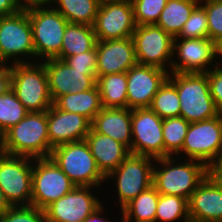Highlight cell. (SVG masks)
<instances>
[{"label":"cell","instance_id":"ba28073f","mask_svg":"<svg viewBox=\"0 0 222 222\" xmlns=\"http://www.w3.org/2000/svg\"><path fill=\"white\" fill-rule=\"evenodd\" d=\"M33 161L31 206L44 210L76 187L51 157Z\"/></svg>","mask_w":222,"mask_h":222},{"label":"cell","instance_id":"9c48e42d","mask_svg":"<svg viewBox=\"0 0 222 222\" xmlns=\"http://www.w3.org/2000/svg\"><path fill=\"white\" fill-rule=\"evenodd\" d=\"M154 158L129 154L105 179L113 177L117 182V193L121 210L140 193L152 186ZM117 177V178H116Z\"/></svg>","mask_w":222,"mask_h":222},{"label":"cell","instance_id":"4316f807","mask_svg":"<svg viewBox=\"0 0 222 222\" xmlns=\"http://www.w3.org/2000/svg\"><path fill=\"white\" fill-rule=\"evenodd\" d=\"M199 2L200 0H167L156 25L173 38L176 37Z\"/></svg>","mask_w":222,"mask_h":222},{"label":"cell","instance_id":"44dd1931","mask_svg":"<svg viewBox=\"0 0 222 222\" xmlns=\"http://www.w3.org/2000/svg\"><path fill=\"white\" fill-rule=\"evenodd\" d=\"M188 214L194 222H222V191L208 176L191 194Z\"/></svg>","mask_w":222,"mask_h":222},{"label":"cell","instance_id":"d6a6232c","mask_svg":"<svg viewBox=\"0 0 222 222\" xmlns=\"http://www.w3.org/2000/svg\"><path fill=\"white\" fill-rule=\"evenodd\" d=\"M28 113L12 89L2 94L0 96V137Z\"/></svg>","mask_w":222,"mask_h":222},{"label":"cell","instance_id":"74e56055","mask_svg":"<svg viewBox=\"0 0 222 222\" xmlns=\"http://www.w3.org/2000/svg\"><path fill=\"white\" fill-rule=\"evenodd\" d=\"M71 68L79 71H96L97 68V50L96 46L87 52H82L75 56L66 57L63 60Z\"/></svg>","mask_w":222,"mask_h":222},{"label":"cell","instance_id":"8fae6325","mask_svg":"<svg viewBox=\"0 0 222 222\" xmlns=\"http://www.w3.org/2000/svg\"><path fill=\"white\" fill-rule=\"evenodd\" d=\"M222 151V115L190 123L182 150L187 159L197 160L207 167L212 165Z\"/></svg>","mask_w":222,"mask_h":222},{"label":"cell","instance_id":"f35d334b","mask_svg":"<svg viewBox=\"0 0 222 222\" xmlns=\"http://www.w3.org/2000/svg\"><path fill=\"white\" fill-rule=\"evenodd\" d=\"M218 63L219 62H215L217 66L207 72V78L209 81L210 94L218 112L222 114V67L220 68Z\"/></svg>","mask_w":222,"mask_h":222},{"label":"cell","instance_id":"8d00e7d4","mask_svg":"<svg viewBox=\"0 0 222 222\" xmlns=\"http://www.w3.org/2000/svg\"><path fill=\"white\" fill-rule=\"evenodd\" d=\"M208 18L209 39L214 41L222 36V3L216 0H200ZM205 2V3H203Z\"/></svg>","mask_w":222,"mask_h":222},{"label":"cell","instance_id":"e0dca14e","mask_svg":"<svg viewBox=\"0 0 222 222\" xmlns=\"http://www.w3.org/2000/svg\"><path fill=\"white\" fill-rule=\"evenodd\" d=\"M176 54L179 62L172 61L169 73H207L208 65L216 67L212 63L216 61L214 42L209 38H174L173 56Z\"/></svg>","mask_w":222,"mask_h":222},{"label":"cell","instance_id":"52a82bcc","mask_svg":"<svg viewBox=\"0 0 222 222\" xmlns=\"http://www.w3.org/2000/svg\"><path fill=\"white\" fill-rule=\"evenodd\" d=\"M35 50V59L55 58L61 51L68 21L53 6L27 10Z\"/></svg>","mask_w":222,"mask_h":222},{"label":"cell","instance_id":"5bb4252c","mask_svg":"<svg viewBox=\"0 0 222 222\" xmlns=\"http://www.w3.org/2000/svg\"><path fill=\"white\" fill-rule=\"evenodd\" d=\"M93 28L99 41L132 37L136 23L131 0L100 2Z\"/></svg>","mask_w":222,"mask_h":222},{"label":"cell","instance_id":"bcb514c9","mask_svg":"<svg viewBox=\"0 0 222 222\" xmlns=\"http://www.w3.org/2000/svg\"><path fill=\"white\" fill-rule=\"evenodd\" d=\"M213 42H214V56H215V58H217L216 55H219V57L221 55V57H222V36L215 39Z\"/></svg>","mask_w":222,"mask_h":222},{"label":"cell","instance_id":"6da1fadb","mask_svg":"<svg viewBox=\"0 0 222 222\" xmlns=\"http://www.w3.org/2000/svg\"><path fill=\"white\" fill-rule=\"evenodd\" d=\"M0 152L33 159L50 157L47 111L29 112L0 137Z\"/></svg>","mask_w":222,"mask_h":222},{"label":"cell","instance_id":"7402d4cb","mask_svg":"<svg viewBox=\"0 0 222 222\" xmlns=\"http://www.w3.org/2000/svg\"><path fill=\"white\" fill-rule=\"evenodd\" d=\"M91 128L124 144L131 153L132 124L131 109L102 108L91 122Z\"/></svg>","mask_w":222,"mask_h":222},{"label":"cell","instance_id":"f1b7e54d","mask_svg":"<svg viewBox=\"0 0 222 222\" xmlns=\"http://www.w3.org/2000/svg\"><path fill=\"white\" fill-rule=\"evenodd\" d=\"M99 5V0H57L54 9L70 23L93 27Z\"/></svg>","mask_w":222,"mask_h":222},{"label":"cell","instance_id":"2e32d148","mask_svg":"<svg viewBox=\"0 0 222 222\" xmlns=\"http://www.w3.org/2000/svg\"><path fill=\"white\" fill-rule=\"evenodd\" d=\"M93 188L76 186L71 192L48 205L44 209L46 222H83L102 205L90 191Z\"/></svg>","mask_w":222,"mask_h":222},{"label":"cell","instance_id":"f546056e","mask_svg":"<svg viewBox=\"0 0 222 222\" xmlns=\"http://www.w3.org/2000/svg\"><path fill=\"white\" fill-rule=\"evenodd\" d=\"M162 119L180 117V100L175 85L167 78L149 107Z\"/></svg>","mask_w":222,"mask_h":222},{"label":"cell","instance_id":"30bf717a","mask_svg":"<svg viewBox=\"0 0 222 222\" xmlns=\"http://www.w3.org/2000/svg\"><path fill=\"white\" fill-rule=\"evenodd\" d=\"M32 160L0 152V188L12 207L31 206Z\"/></svg>","mask_w":222,"mask_h":222},{"label":"cell","instance_id":"1f68e13d","mask_svg":"<svg viewBox=\"0 0 222 222\" xmlns=\"http://www.w3.org/2000/svg\"><path fill=\"white\" fill-rule=\"evenodd\" d=\"M189 221L188 200L174 195H159L155 222Z\"/></svg>","mask_w":222,"mask_h":222},{"label":"cell","instance_id":"d4e9b609","mask_svg":"<svg viewBox=\"0 0 222 222\" xmlns=\"http://www.w3.org/2000/svg\"><path fill=\"white\" fill-rule=\"evenodd\" d=\"M97 43L94 28L89 25L68 22L60 53L55 57L64 60L82 52L92 50Z\"/></svg>","mask_w":222,"mask_h":222},{"label":"cell","instance_id":"5b68a950","mask_svg":"<svg viewBox=\"0 0 222 222\" xmlns=\"http://www.w3.org/2000/svg\"><path fill=\"white\" fill-rule=\"evenodd\" d=\"M50 157L76 186L98 188L106 180L85 140L59 145Z\"/></svg>","mask_w":222,"mask_h":222},{"label":"cell","instance_id":"ab89813d","mask_svg":"<svg viewBox=\"0 0 222 222\" xmlns=\"http://www.w3.org/2000/svg\"><path fill=\"white\" fill-rule=\"evenodd\" d=\"M11 65L0 64V96L11 89Z\"/></svg>","mask_w":222,"mask_h":222},{"label":"cell","instance_id":"d590c367","mask_svg":"<svg viewBox=\"0 0 222 222\" xmlns=\"http://www.w3.org/2000/svg\"><path fill=\"white\" fill-rule=\"evenodd\" d=\"M0 222H46L44 210L34 206H13L2 216Z\"/></svg>","mask_w":222,"mask_h":222},{"label":"cell","instance_id":"4dcf8cb0","mask_svg":"<svg viewBox=\"0 0 222 222\" xmlns=\"http://www.w3.org/2000/svg\"><path fill=\"white\" fill-rule=\"evenodd\" d=\"M189 125L183 117L163 119L164 157L180 155Z\"/></svg>","mask_w":222,"mask_h":222},{"label":"cell","instance_id":"603a6c76","mask_svg":"<svg viewBox=\"0 0 222 222\" xmlns=\"http://www.w3.org/2000/svg\"><path fill=\"white\" fill-rule=\"evenodd\" d=\"M85 141L90 147L98 169L105 177L130 154V150L124 144L107 135L99 134L92 128Z\"/></svg>","mask_w":222,"mask_h":222},{"label":"cell","instance_id":"ee69618b","mask_svg":"<svg viewBox=\"0 0 222 222\" xmlns=\"http://www.w3.org/2000/svg\"><path fill=\"white\" fill-rule=\"evenodd\" d=\"M104 210L105 209L101 205L92 214L86 217L83 222H107L106 219L105 218L103 219V217H101L102 215H100Z\"/></svg>","mask_w":222,"mask_h":222},{"label":"cell","instance_id":"3957f363","mask_svg":"<svg viewBox=\"0 0 222 222\" xmlns=\"http://www.w3.org/2000/svg\"><path fill=\"white\" fill-rule=\"evenodd\" d=\"M168 79L179 95L180 117L194 123L220 114L210 94L207 73H169Z\"/></svg>","mask_w":222,"mask_h":222},{"label":"cell","instance_id":"83f0119b","mask_svg":"<svg viewBox=\"0 0 222 222\" xmlns=\"http://www.w3.org/2000/svg\"><path fill=\"white\" fill-rule=\"evenodd\" d=\"M159 195L153 186L140 193L121 210L122 219L127 222H155Z\"/></svg>","mask_w":222,"mask_h":222},{"label":"cell","instance_id":"ac0fdd59","mask_svg":"<svg viewBox=\"0 0 222 222\" xmlns=\"http://www.w3.org/2000/svg\"><path fill=\"white\" fill-rule=\"evenodd\" d=\"M169 71L136 64L127 71V108H149Z\"/></svg>","mask_w":222,"mask_h":222},{"label":"cell","instance_id":"7c38bea8","mask_svg":"<svg viewBox=\"0 0 222 222\" xmlns=\"http://www.w3.org/2000/svg\"><path fill=\"white\" fill-rule=\"evenodd\" d=\"M132 38L137 64L169 71L172 57L175 58L172 56L174 38L169 33L156 24L136 25ZM166 63L169 64L168 68Z\"/></svg>","mask_w":222,"mask_h":222},{"label":"cell","instance_id":"4fadbf2b","mask_svg":"<svg viewBox=\"0 0 222 222\" xmlns=\"http://www.w3.org/2000/svg\"><path fill=\"white\" fill-rule=\"evenodd\" d=\"M131 154L164 158L163 119L150 108L131 109Z\"/></svg>","mask_w":222,"mask_h":222},{"label":"cell","instance_id":"e575fe53","mask_svg":"<svg viewBox=\"0 0 222 222\" xmlns=\"http://www.w3.org/2000/svg\"><path fill=\"white\" fill-rule=\"evenodd\" d=\"M174 38H209L208 18L202 5H198L189 16L180 33Z\"/></svg>","mask_w":222,"mask_h":222},{"label":"cell","instance_id":"b9f144b4","mask_svg":"<svg viewBox=\"0 0 222 222\" xmlns=\"http://www.w3.org/2000/svg\"><path fill=\"white\" fill-rule=\"evenodd\" d=\"M24 1V2H23ZM57 0H19V4L21 7V10H31V9H35V8H48V4H49V8H51L52 5L50 4H54ZM46 5V6H45Z\"/></svg>","mask_w":222,"mask_h":222},{"label":"cell","instance_id":"ffe728a7","mask_svg":"<svg viewBox=\"0 0 222 222\" xmlns=\"http://www.w3.org/2000/svg\"><path fill=\"white\" fill-rule=\"evenodd\" d=\"M97 76L127 72L137 64L132 37L97 40Z\"/></svg>","mask_w":222,"mask_h":222},{"label":"cell","instance_id":"7dc6e473","mask_svg":"<svg viewBox=\"0 0 222 222\" xmlns=\"http://www.w3.org/2000/svg\"><path fill=\"white\" fill-rule=\"evenodd\" d=\"M213 165L220 171L222 172V151L218 155V158L214 161Z\"/></svg>","mask_w":222,"mask_h":222},{"label":"cell","instance_id":"60d3db41","mask_svg":"<svg viewBox=\"0 0 222 222\" xmlns=\"http://www.w3.org/2000/svg\"><path fill=\"white\" fill-rule=\"evenodd\" d=\"M21 10L19 0H0V16H9Z\"/></svg>","mask_w":222,"mask_h":222},{"label":"cell","instance_id":"c3c4849f","mask_svg":"<svg viewBox=\"0 0 222 222\" xmlns=\"http://www.w3.org/2000/svg\"><path fill=\"white\" fill-rule=\"evenodd\" d=\"M100 2H103V1H112V0H99Z\"/></svg>","mask_w":222,"mask_h":222},{"label":"cell","instance_id":"cb8c5ba5","mask_svg":"<svg viewBox=\"0 0 222 222\" xmlns=\"http://www.w3.org/2000/svg\"><path fill=\"white\" fill-rule=\"evenodd\" d=\"M54 104L63 111L73 112L86 117L90 122L101 111L100 92L97 84L84 92L60 96Z\"/></svg>","mask_w":222,"mask_h":222},{"label":"cell","instance_id":"9a60e30c","mask_svg":"<svg viewBox=\"0 0 222 222\" xmlns=\"http://www.w3.org/2000/svg\"><path fill=\"white\" fill-rule=\"evenodd\" d=\"M53 103L62 95L84 92L96 85L97 71H79L58 58L42 61Z\"/></svg>","mask_w":222,"mask_h":222},{"label":"cell","instance_id":"7bdbcfd3","mask_svg":"<svg viewBox=\"0 0 222 222\" xmlns=\"http://www.w3.org/2000/svg\"><path fill=\"white\" fill-rule=\"evenodd\" d=\"M207 176L222 191V172H220L213 164L207 167Z\"/></svg>","mask_w":222,"mask_h":222},{"label":"cell","instance_id":"484cf974","mask_svg":"<svg viewBox=\"0 0 222 222\" xmlns=\"http://www.w3.org/2000/svg\"><path fill=\"white\" fill-rule=\"evenodd\" d=\"M102 108H127V72L97 76Z\"/></svg>","mask_w":222,"mask_h":222},{"label":"cell","instance_id":"836d02e7","mask_svg":"<svg viewBox=\"0 0 222 222\" xmlns=\"http://www.w3.org/2000/svg\"><path fill=\"white\" fill-rule=\"evenodd\" d=\"M136 25L157 24L167 0H131Z\"/></svg>","mask_w":222,"mask_h":222},{"label":"cell","instance_id":"277c9868","mask_svg":"<svg viewBox=\"0 0 222 222\" xmlns=\"http://www.w3.org/2000/svg\"><path fill=\"white\" fill-rule=\"evenodd\" d=\"M11 73V89L28 112L47 111L53 105L43 62L12 64Z\"/></svg>","mask_w":222,"mask_h":222},{"label":"cell","instance_id":"7a4b0ae2","mask_svg":"<svg viewBox=\"0 0 222 222\" xmlns=\"http://www.w3.org/2000/svg\"><path fill=\"white\" fill-rule=\"evenodd\" d=\"M172 157L174 156L155 159L162 168L153 167L152 186L159 194L174 195L189 200L191 194L207 177V166L200 161L190 159L180 164Z\"/></svg>","mask_w":222,"mask_h":222},{"label":"cell","instance_id":"f6af8a7d","mask_svg":"<svg viewBox=\"0 0 222 222\" xmlns=\"http://www.w3.org/2000/svg\"><path fill=\"white\" fill-rule=\"evenodd\" d=\"M12 206L8 202L7 198L2 192V189L0 188V216H2L9 208Z\"/></svg>","mask_w":222,"mask_h":222},{"label":"cell","instance_id":"d6986e66","mask_svg":"<svg viewBox=\"0 0 222 222\" xmlns=\"http://www.w3.org/2000/svg\"><path fill=\"white\" fill-rule=\"evenodd\" d=\"M50 155L52 149L70 142L85 140L91 122L84 116L60 110L54 103L47 110Z\"/></svg>","mask_w":222,"mask_h":222},{"label":"cell","instance_id":"8992f818","mask_svg":"<svg viewBox=\"0 0 222 222\" xmlns=\"http://www.w3.org/2000/svg\"><path fill=\"white\" fill-rule=\"evenodd\" d=\"M23 55L35 57L32 28L27 11L20 10L13 15L0 16V64L6 65L12 60L14 61L11 64L28 63L20 57Z\"/></svg>","mask_w":222,"mask_h":222}]
</instances>
